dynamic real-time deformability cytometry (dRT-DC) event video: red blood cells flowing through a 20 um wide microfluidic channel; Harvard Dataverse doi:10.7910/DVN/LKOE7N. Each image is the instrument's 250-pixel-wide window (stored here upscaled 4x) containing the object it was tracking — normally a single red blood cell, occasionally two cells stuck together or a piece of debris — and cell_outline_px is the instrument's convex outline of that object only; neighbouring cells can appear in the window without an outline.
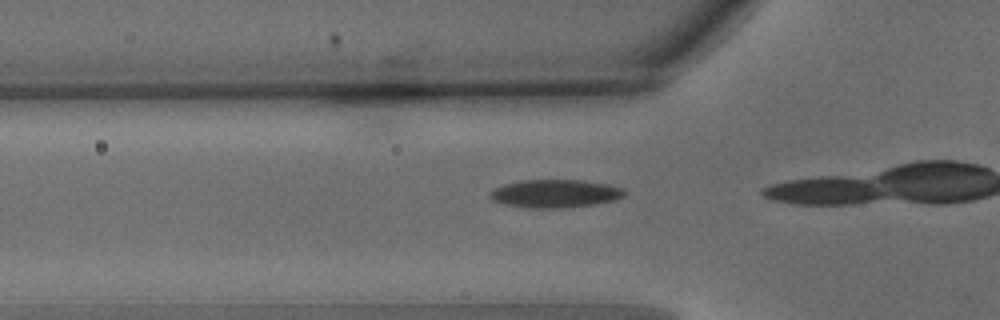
{"species": "common noctule bat (a hibernating species)", "species_latin": "Nyctalus noctula", "temperature_condition": "warm", "stored_images_in_passage": 15, "camera_frame_rate_fps": 3000, "um_per_image_px": 0.085, "animal": {"sex": "male", "body_mass_g": 15.6}, "frame": {"image": 1, "passage_image": 13, "time_ms": 4.0, "image_size_px": [1000, 320], "cell_outline_px": [[628, 192], [624, 196], [612, 200], [596, 204], [564, 208], [528, 208], [504, 204], [492, 200], [488, 196], [488, 192], [504, 184], [520, 180], [584, 180], [608, 184], [624, 188]], "centroid_in_image_um": [47.19, 16.45], "position_along_channel_um": 78.6, "area_um2": 22.25}}